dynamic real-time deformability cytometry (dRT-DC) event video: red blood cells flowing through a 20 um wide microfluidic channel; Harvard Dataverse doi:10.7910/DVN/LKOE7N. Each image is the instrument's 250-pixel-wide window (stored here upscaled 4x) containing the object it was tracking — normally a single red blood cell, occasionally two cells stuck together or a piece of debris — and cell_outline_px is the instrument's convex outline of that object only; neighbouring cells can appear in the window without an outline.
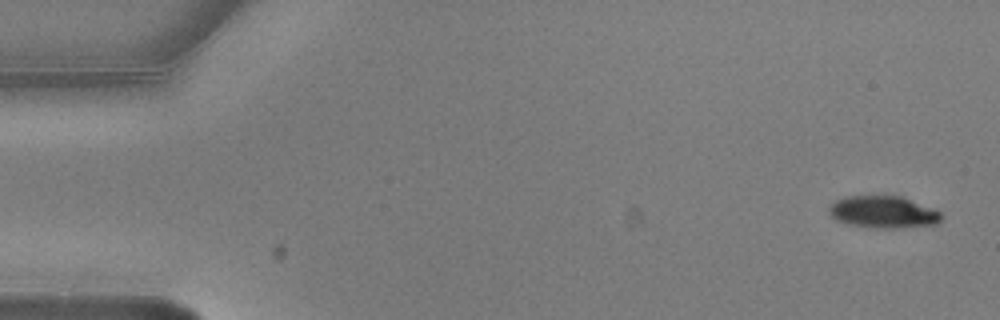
{"species": "common noctule bat (a hibernating species)", "species_latin": "Nyctalus noctula", "temperature_condition": "warm", "stored_images_in_passage": 5, "camera_frame_rate_fps": 3000, "um_per_image_px": 0.085, "animal": {"sex": "male", "body_mass_g": 20.5, "forearm_length_mm": 52.5}, "frame": {"image": 1, "passage_image": 1, "time_ms": 0.0, "image_size_px": [1000, 320], "cell_outline_px": [[944, 216], [936, 224], [904, 228], [876, 228], [848, 224], [836, 220], [828, 212], [828, 208], [836, 200], [844, 196], [900, 196], [936, 208]], "centroid_in_image_um": [75.11, 18.03], "position_along_channel_um": 9.9, "area_um2": 21.21}}
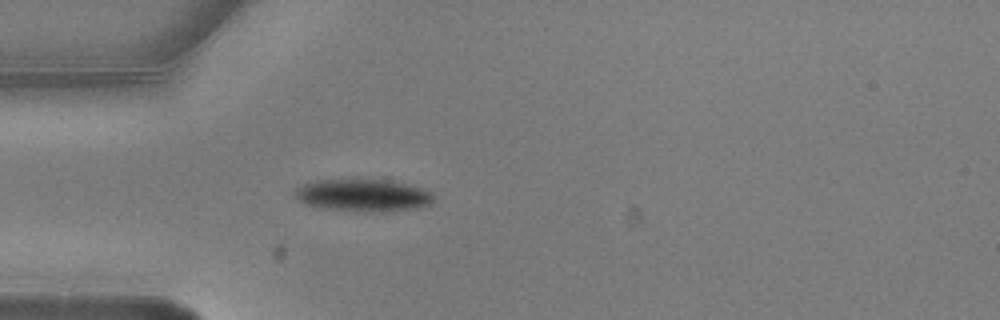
{"frame": {"image": 2, "passage_image": 5, "time_ms": 1.333, "image_size_px": [1000, 320], "cell_outline_px": [[436, 196], [432, 204], [416, 208], [384, 212], [356, 212], [324, 208], [304, 204], [296, 200], [292, 196], [296, 188], [308, 180], [384, 180], [408, 184], [432, 192]], "centroid_in_image_um": [30.82, 16.62], "position_along_channel_um": 54.2, "area_um2": 26.65}}